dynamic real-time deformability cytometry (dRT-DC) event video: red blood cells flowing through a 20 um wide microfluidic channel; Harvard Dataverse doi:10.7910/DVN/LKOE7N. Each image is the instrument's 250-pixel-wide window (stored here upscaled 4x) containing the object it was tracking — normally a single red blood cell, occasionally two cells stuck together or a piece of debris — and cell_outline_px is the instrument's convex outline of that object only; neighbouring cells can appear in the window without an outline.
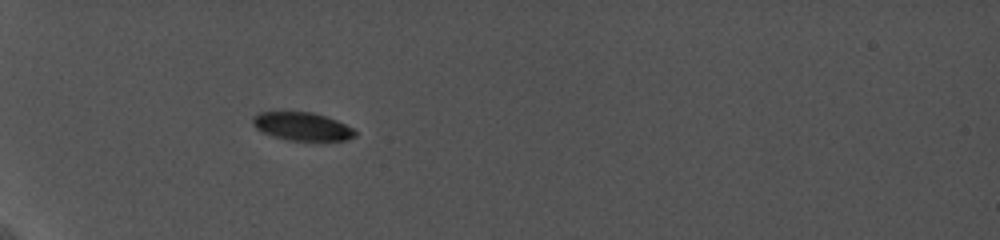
{"species": "common noctule bat (a hibernating species)", "species_latin": "Nyctalus noctula", "temperature_condition": "cold", "stored_images_in_passage": 33, "camera_frame_rate_fps": 5000, "um_per_image_px": 0.085, "animal": {"sex": "female", "body_mass_g": 19.0, "forearm_length_mm": 56.7}, "frame": {"image": 1, "passage_image": 1, "time_ms": 0.0, "image_size_px": [1000, 240], "cell_outline_px": [[356, 136], [348, 140], [288, 140], [272, 136], [256, 128], [252, 124], [252, 116], [260, 112], [312, 112], [336, 120], [352, 128], [356, 132]], "centroid_in_image_um": [25.66, 10.74], "position_along_channel_um": 59.3, "area_um2": 16.65}}
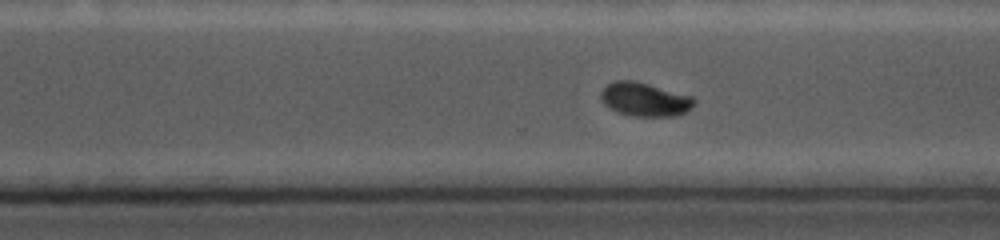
{"frame": {"image": 2, "passage_image": 23, "time_ms": 7.6, "image_size_px": [1000, 240], "cell_outline_px": [[696, 104], [692, 108], [676, 116], [632, 116], [616, 112], [608, 108], [600, 100], [600, 92], [612, 80], [632, 80], [648, 84], [692, 96], [696, 100]], "centroid_in_image_um": [54.78, 8.46], "position_along_channel_um": 315.8, "area_um2": 18.5}}
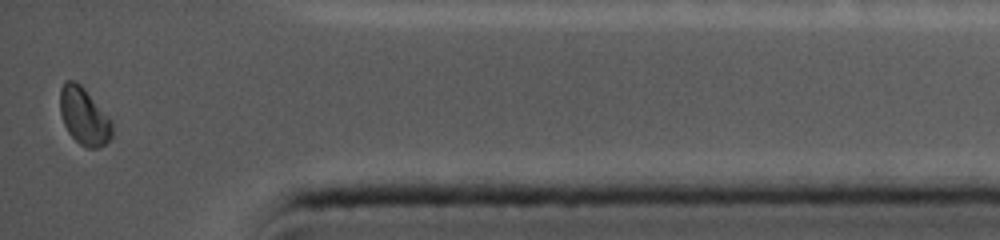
{"frame": {"image": 3, "passage_image": 33, "time_ms": 10.8, "image_size_px": [1000, 240], "cell_outline_px": [[112, 136], [100, 148], [88, 148], [80, 144], [68, 132], [64, 124], [60, 112], [60, 88], [64, 80], [76, 80], [84, 88], [112, 120]], "centroid_in_image_um": [7.13, 9.86], "position_along_channel_um": 428.1, "area_um2": 17.4}, "authors_computed_cell_mechanics": {"area_um2": 18.7272, "velocity_mm_per_s": 3.7462, "shape_relaxation_time_tau1_ms": 5.305, "shape_relaxation_time_tau2_ms": null, "deformation_change_tau1": 0.1224, "deformation_change_tau2": null}}